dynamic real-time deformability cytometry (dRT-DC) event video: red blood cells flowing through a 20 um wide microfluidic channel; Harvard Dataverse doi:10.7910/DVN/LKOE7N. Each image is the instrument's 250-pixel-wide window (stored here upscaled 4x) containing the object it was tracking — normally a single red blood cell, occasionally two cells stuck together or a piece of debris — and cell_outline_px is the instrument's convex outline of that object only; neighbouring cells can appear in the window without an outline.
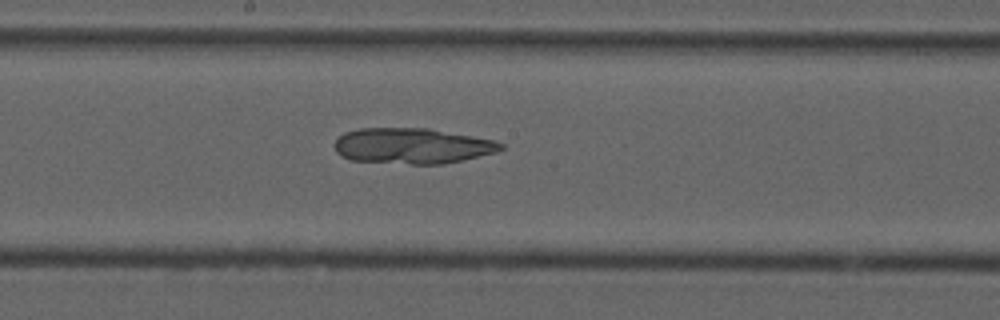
{"species": "common noctule bat (a hibernating species)", "species_latin": "Nyctalus noctula", "temperature_condition": "cold", "stored_images_in_passage": 39, "camera_frame_rate_fps": 3000, "um_per_image_px": 0.085, "animal": {"sex": "male", "forearm_length_mm": 52.5}, "frame": {"image": 1, "passage_image": 14, "time_ms": 4.333, "image_size_px": [1000, 320], "cell_outline_px": [[504, 148], [496, 152], [444, 164], [412, 164], [352, 160], [340, 156], [336, 152], [336, 140], [344, 132], [360, 128], [428, 128], [496, 140], [504, 144]], "centroid_in_image_um": [35.06, 12.4], "position_along_channel_um": 213.1, "area_um2": 34.51}}
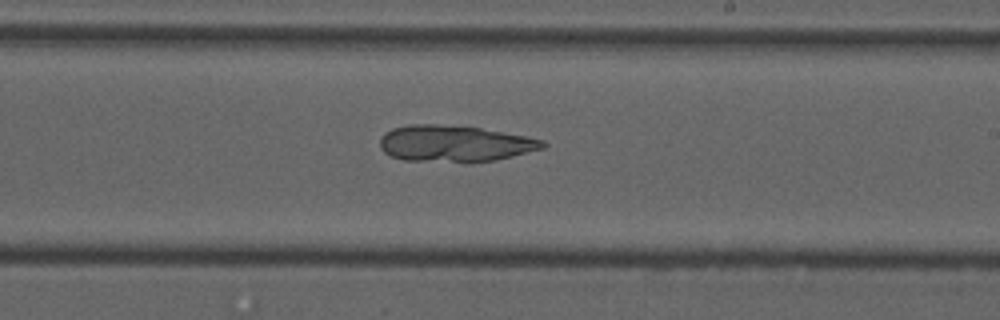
{"frame": {"image": 2, "passage_image": 17, "time_ms": 5.333, "image_size_px": [1000, 320], "cell_outline_px": [[548, 144], [544, 148], [496, 160], [472, 164], [464, 164], [404, 160], [392, 156], [384, 152], [380, 148], [380, 140], [384, 132], [392, 128], [408, 124], [436, 124], [480, 128], [524, 136], [544, 140]], "centroid_in_image_um": [38.63, 12.23], "position_along_channel_um": 250.4, "area_um2": 35.2}}
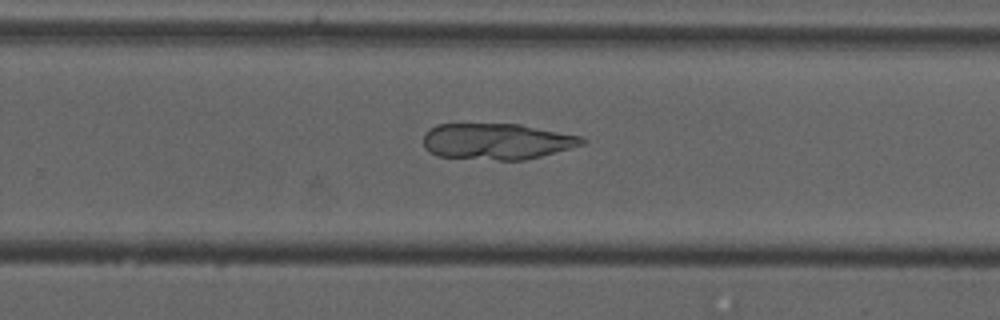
{"frame": {"image": 3, "passage_image": 20, "time_ms": 6.333, "image_size_px": [1000, 320], "cell_outline_px": [[588, 140], [584, 144], [540, 156], [524, 160], [496, 160], [436, 156], [428, 152], [424, 148], [424, 132], [428, 128], [436, 124], [520, 124], [584, 136]], "centroid_in_image_um": [42.22, 12.01], "position_along_channel_um": 287.6, "area_um2": 33.76}}